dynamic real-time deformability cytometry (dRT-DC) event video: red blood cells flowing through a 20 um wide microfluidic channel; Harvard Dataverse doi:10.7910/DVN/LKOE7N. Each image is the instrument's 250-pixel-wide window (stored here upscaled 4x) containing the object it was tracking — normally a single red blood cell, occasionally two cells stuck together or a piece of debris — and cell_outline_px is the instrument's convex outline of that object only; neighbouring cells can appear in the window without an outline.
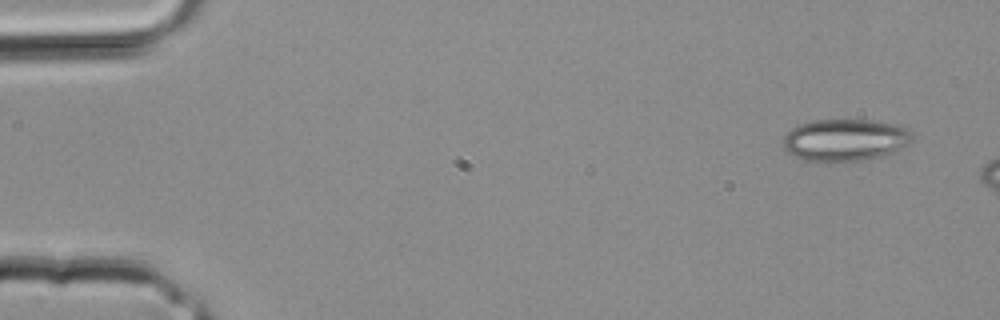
{"species": "common noctule bat (a hibernating species)", "species_latin": "Nyctalus noctula", "temperature_condition": "room temperature", "stored_images_in_passage": 2, "camera_frame_rate_fps": 3000, "um_per_image_px": 0.085, "animal": {"sex": "male", "body_mass_g": 20.4}, "frame": {"image": 1, "passage_image": 1, "time_ms": 0.0, "image_size_px": [1000, 320], "cell_outline_px": [[912, 140], [908, 144], [892, 152], [880, 156], [860, 160], [804, 160], [788, 152], [784, 148], [784, 136], [792, 128], [800, 124], [812, 120], [872, 120], [892, 124], [904, 128], [912, 136]], "centroid_in_image_um": [71.8, 11.88], "position_along_channel_um": 13.2, "area_um2": 30.81}}